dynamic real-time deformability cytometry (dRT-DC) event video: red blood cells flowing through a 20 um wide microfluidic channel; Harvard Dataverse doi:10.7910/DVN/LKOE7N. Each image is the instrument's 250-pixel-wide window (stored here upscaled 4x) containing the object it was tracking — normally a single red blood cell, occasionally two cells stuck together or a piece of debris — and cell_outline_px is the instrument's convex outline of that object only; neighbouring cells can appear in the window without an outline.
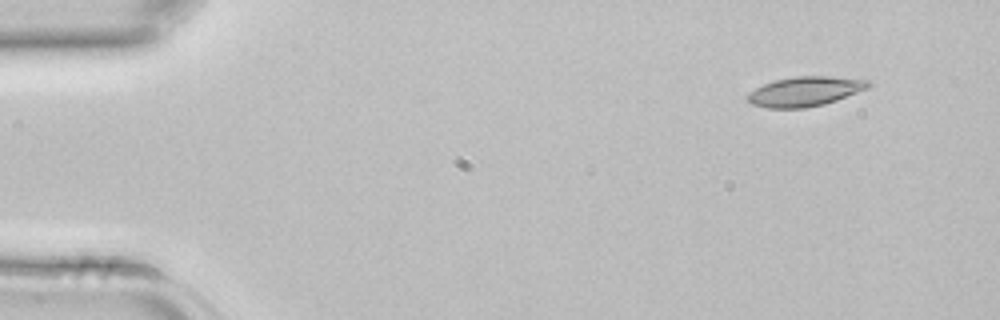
{"species": "common noctule bat (a hibernating species)", "species_latin": "Nyctalus noctula", "temperature_condition": "room temperature", "stored_images_in_passage": 3, "camera_frame_rate_fps": 3000, "um_per_image_px": 0.085, "animal": {"sex": "female", "body_mass_g": 22.7, "forearm_length_mm": 54.2}, "frame": {"image": 1, "passage_image": 1, "time_ms": 0.0, "image_size_px": [1000, 320], "cell_outline_px": [[872, 84], [868, 88], [836, 100], [824, 104], [804, 108], [768, 108], [752, 104], [748, 100], [748, 92], [764, 84], [776, 80], [796, 76], [828, 76], [872, 80]], "centroid_in_image_um": [68.45, 7.76], "position_along_channel_um": 16.5, "area_um2": 20.75}}